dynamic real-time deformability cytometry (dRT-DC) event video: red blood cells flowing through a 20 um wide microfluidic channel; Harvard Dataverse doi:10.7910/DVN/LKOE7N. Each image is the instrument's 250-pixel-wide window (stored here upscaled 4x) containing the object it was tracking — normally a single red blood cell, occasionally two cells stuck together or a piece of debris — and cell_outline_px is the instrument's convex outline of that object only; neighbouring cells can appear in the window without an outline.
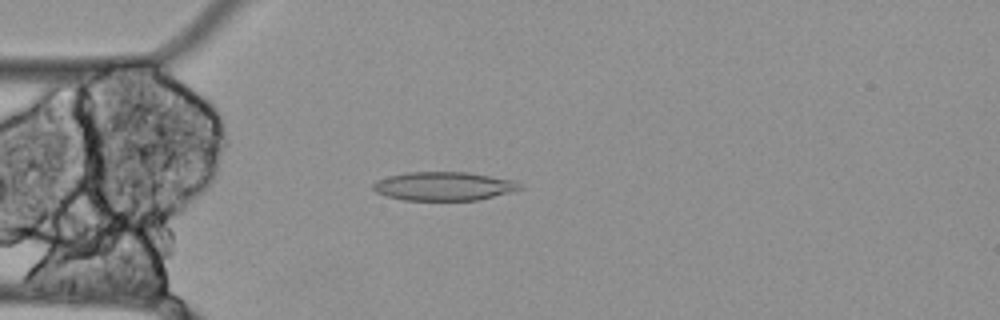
{"species": "Egyptian fruit bat (a non-hibernating species)", "species_latin": "Rousettus aegyptiacus", "temperature_condition": "cold", "stored_images_in_passage": 40, "camera_frame_rate_fps": 3000, "um_per_image_px": 0.085, "animal": {"sex": "female"}, "frame": {"image": 1, "passage_image": 5, "time_ms": 1.333, "image_size_px": [1000, 320], "cell_outline_px": [[524, 188], [476, 200], [404, 200], [388, 196], [376, 192], [372, 188], [372, 184], [376, 180], [388, 176], [408, 172], [468, 172], [512, 180], [520, 184]], "centroid_in_image_um": [37.67, 15.82], "position_along_channel_um": 47.3, "area_um2": 24.28}}
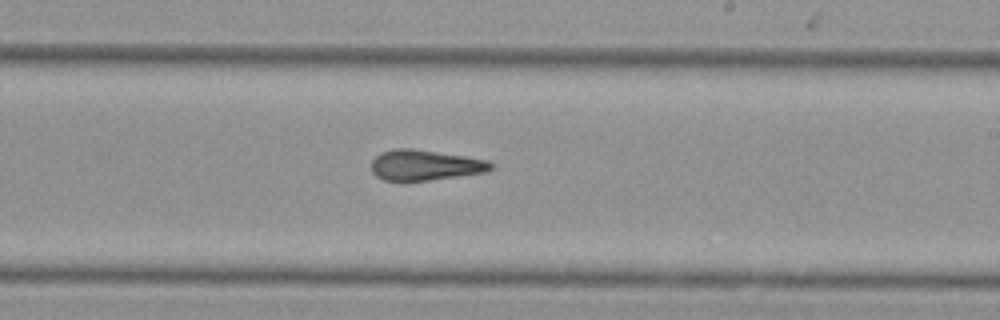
{"frame": {"image": 2, "passage_image": 23, "time_ms": 7.333, "image_size_px": [1000, 320], "cell_outline_px": [[496, 168], [488, 172], [428, 180], [384, 180], [376, 176], [372, 172], [372, 160], [380, 152], [396, 148], [412, 148], [464, 156], [488, 160], [496, 164]], "centroid_in_image_um": [36.18, 14.03], "position_along_channel_um": 252.8, "area_um2": 21.33}}
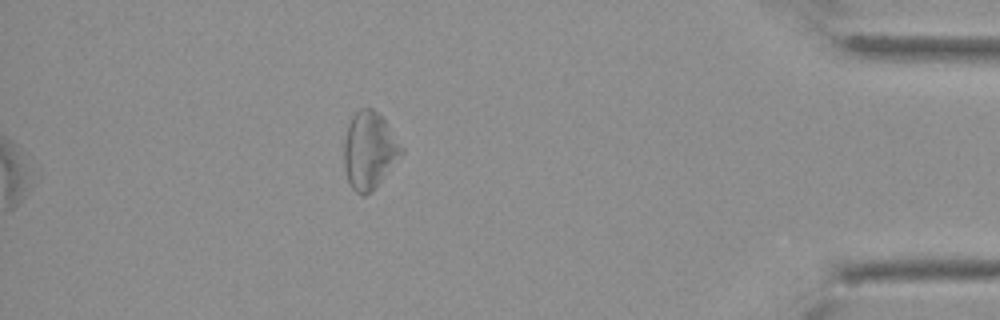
{"frame": {"image": 3, "passage_image": 40, "time_ms": 13.0, "image_size_px": [1000, 320], "cell_outline_px": [[404, 152], [380, 180], [364, 196], [360, 196], [352, 188], [348, 180], [344, 168], [344, 144], [348, 124], [352, 116], [360, 108], [372, 108], [384, 120], [404, 148]], "centroid_in_image_um": [31.37, 12.76], "position_along_channel_um": 403.8, "area_um2": 25.2}}